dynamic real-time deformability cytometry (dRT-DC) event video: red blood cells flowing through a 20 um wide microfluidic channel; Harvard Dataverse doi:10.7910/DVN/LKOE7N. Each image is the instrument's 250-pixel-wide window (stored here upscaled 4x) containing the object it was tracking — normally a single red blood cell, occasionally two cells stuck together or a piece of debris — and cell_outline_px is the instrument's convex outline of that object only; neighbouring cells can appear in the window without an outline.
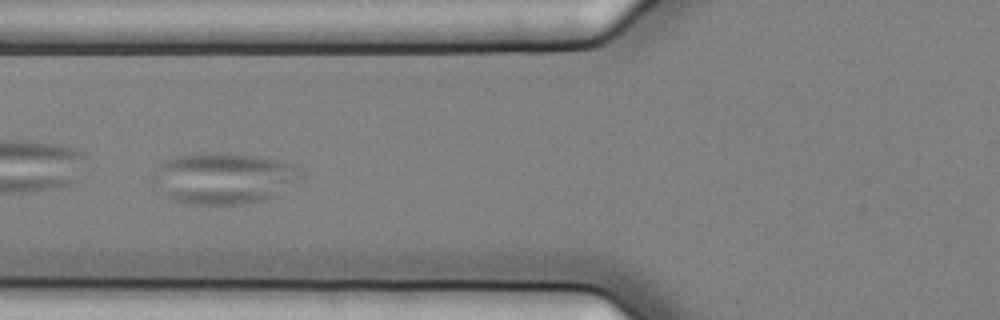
{"species": "common noctule bat (a hibernating species)", "species_latin": "Nyctalus noctula", "temperature_condition": "cold", "stored_images_in_passage": 11, "camera_frame_rate_fps": 3000, "um_per_image_px": 0.085, "animal": {"sex": "female", "body_mass_g": 25.1}, "frame": {"image": 1, "passage_image": 7, "time_ms": 2.0, "image_size_px": [1000, 320], "cell_outline_px": [[304, 172], [300, 180], [280, 196], [264, 200], [244, 204], [188, 204], [172, 200], [164, 196], [152, 184], [148, 176], [164, 160], [172, 156], [192, 152], [220, 152], [256, 156], [280, 160], [292, 164], [300, 168]], "centroid_in_image_um": [18.98, 15.14], "position_along_channel_um": 106.8, "area_um2": 45.78}}